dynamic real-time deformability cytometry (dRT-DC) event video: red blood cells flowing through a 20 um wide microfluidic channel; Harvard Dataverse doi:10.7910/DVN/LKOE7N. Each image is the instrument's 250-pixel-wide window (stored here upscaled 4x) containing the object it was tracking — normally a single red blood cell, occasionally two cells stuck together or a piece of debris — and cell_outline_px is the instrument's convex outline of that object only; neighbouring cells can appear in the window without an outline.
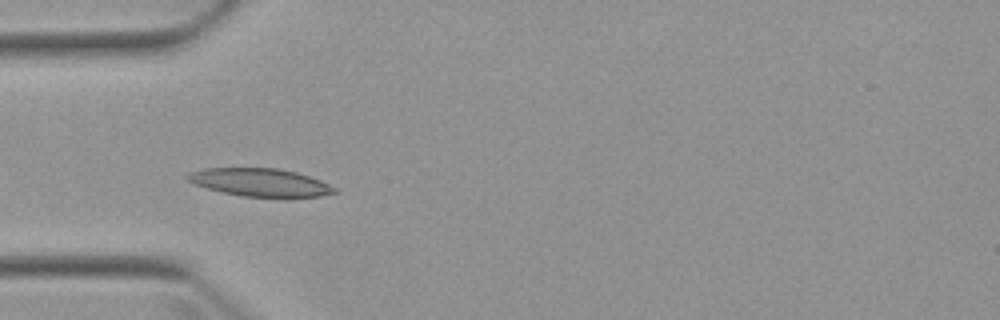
{"species": "Egyptian fruit bat (a non-hibernating species)", "species_latin": "Rousettus aegyptiacus", "temperature_condition": "warm", "stored_images_in_passage": 6, "camera_frame_rate_fps": 3000, "um_per_image_px": 0.085, "animal": {"sex": "female"}, "frame": {"image": 1, "passage_image": 5, "time_ms": 5.0, "image_size_px": [1000, 320], "cell_outline_px": [[340, 192], [320, 196], [288, 200], [244, 196], [224, 192], [192, 184], [184, 176], [188, 172], [204, 168], [276, 168], [296, 172], [320, 180], [336, 188]], "centroid_in_image_um": [22.16, 15.54], "position_along_channel_um": 62.8, "area_um2": 24.74}}
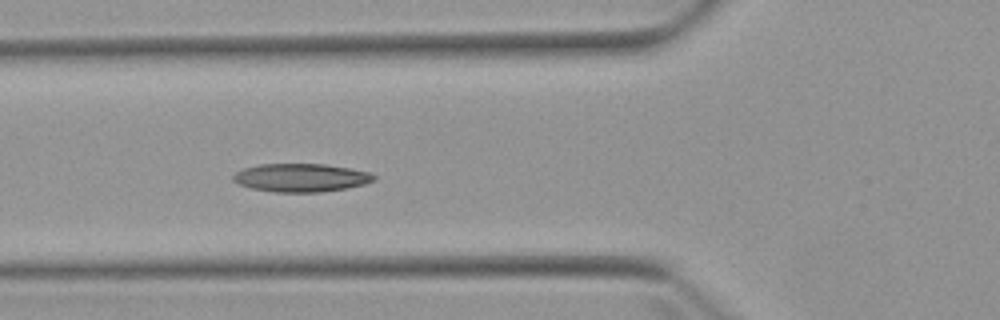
{"frame": {"image": 2, "passage_image": 6, "time_ms": 6.0, "image_size_px": [1000, 320], "cell_outline_px": [[376, 180], [364, 184], [348, 188], [320, 192], [276, 192], [252, 188], [240, 184], [232, 180], [232, 176], [236, 172], [244, 168], [260, 164], [324, 164], [352, 168], [368, 172], [376, 176]], "centroid_in_image_um": [25.61, 15.1], "position_along_channel_um": 100.2, "area_um2": 23.18}}